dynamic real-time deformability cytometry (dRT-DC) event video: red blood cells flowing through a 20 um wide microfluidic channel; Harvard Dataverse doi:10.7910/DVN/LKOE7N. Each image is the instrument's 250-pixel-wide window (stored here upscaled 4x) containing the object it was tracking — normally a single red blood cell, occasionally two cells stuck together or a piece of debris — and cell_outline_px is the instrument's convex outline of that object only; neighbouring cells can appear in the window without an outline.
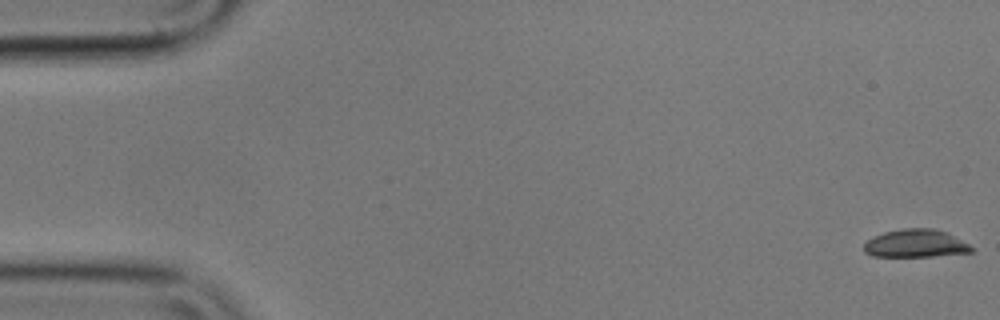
{"species": "common noctule bat (a hibernating species)", "species_latin": "Nyctalus noctula", "temperature_condition": "cold", "stored_images_in_passage": 65, "camera_frame_rate_fps": 3000, "um_per_image_px": 0.085, "animal": {"sex": "male", "body_mass_g": 17.9}, "frame": {"image": 1, "passage_image": 1, "time_ms": 0.0, "image_size_px": [1000, 320], "cell_outline_px": [[972, 252], [932, 256], [872, 256], [864, 252], [864, 244], [868, 240], [884, 232], [900, 228], [936, 228], [968, 244], [972, 248]], "centroid_in_image_um": [77.79, 20.69], "position_along_channel_um": 7.2, "area_um2": 17.22}}
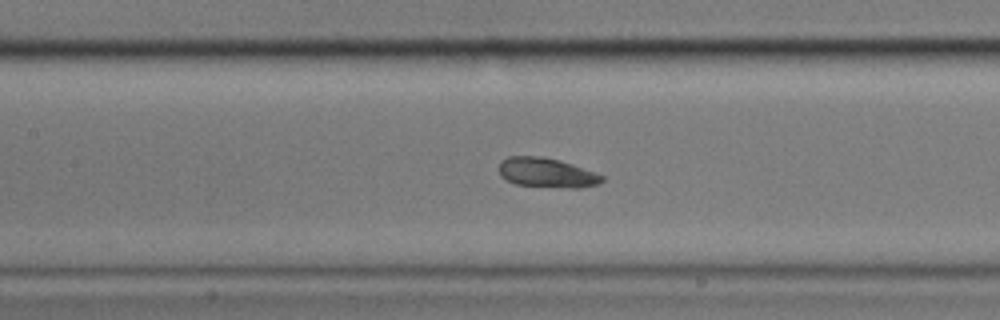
{"frame": {"image": 2, "passage_image": 26, "time_ms": 8.333, "image_size_px": [1000, 320], "cell_outline_px": [[604, 180], [600, 184], [580, 188], [568, 188], [516, 184], [500, 176], [500, 160], [508, 156], [540, 156], [572, 164], [604, 176]], "centroid_in_image_um": [46.48, 14.69], "position_along_channel_um": 160.9, "area_um2": 17.63}}
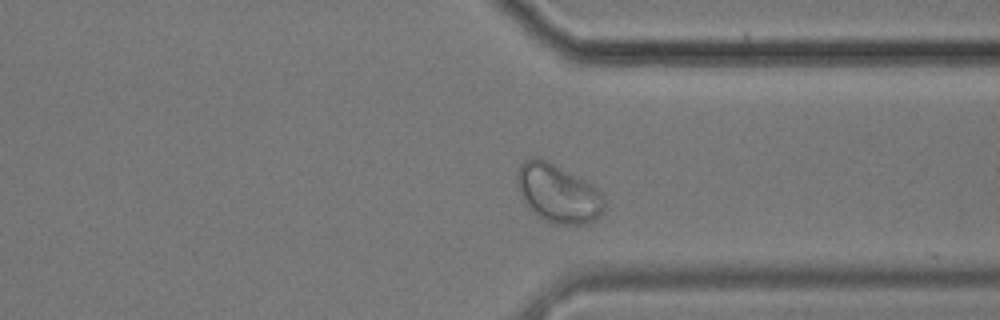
{"frame": {"image": 3, "passage_image": 46, "time_ms": 15.0, "image_size_px": [1000, 320], "cell_outline_px": [[604, 212], [596, 220], [588, 224], [560, 224], [544, 220], [532, 212], [528, 208], [520, 192], [516, 180], [516, 172], [520, 164], [524, 160], [532, 156], [540, 156], [548, 160], [592, 184], [604, 196]], "centroid_in_image_um": [47.43, 16.42], "position_along_channel_um": 364.0, "area_um2": 30.06}}